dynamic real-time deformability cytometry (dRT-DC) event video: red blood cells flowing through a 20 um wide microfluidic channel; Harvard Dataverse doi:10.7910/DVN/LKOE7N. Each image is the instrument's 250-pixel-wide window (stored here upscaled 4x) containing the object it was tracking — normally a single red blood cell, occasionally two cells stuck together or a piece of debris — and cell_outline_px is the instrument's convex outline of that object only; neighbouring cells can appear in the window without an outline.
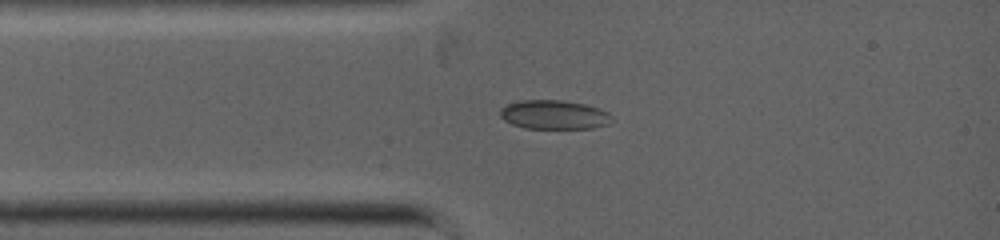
{"species": "common noctule bat (a hibernating species)", "species_latin": "Nyctalus noctula", "temperature_condition": "warm", "stored_images_in_passage": 5, "camera_frame_rate_fps": 5000, "um_per_image_px": 0.085, "animal": {"sex": "female", "body_mass_g": 19.0, "forearm_length_mm": 53.3}, "frame": {"image": 1, "passage_image": 1, "time_ms": 0.0, "image_size_px": [1000, 240], "cell_outline_px": [[612, 120], [608, 124], [592, 128], [524, 128], [512, 124], [504, 120], [500, 116], [500, 108], [508, 104], [520, 100], [560, 100], [584, 104], [600, 108], [608, 112], [612, 116]], "centroid_in_image_um": [47.09, 9.75], "position_along_channel_um": 37.9, "area_um2": 18.9}}